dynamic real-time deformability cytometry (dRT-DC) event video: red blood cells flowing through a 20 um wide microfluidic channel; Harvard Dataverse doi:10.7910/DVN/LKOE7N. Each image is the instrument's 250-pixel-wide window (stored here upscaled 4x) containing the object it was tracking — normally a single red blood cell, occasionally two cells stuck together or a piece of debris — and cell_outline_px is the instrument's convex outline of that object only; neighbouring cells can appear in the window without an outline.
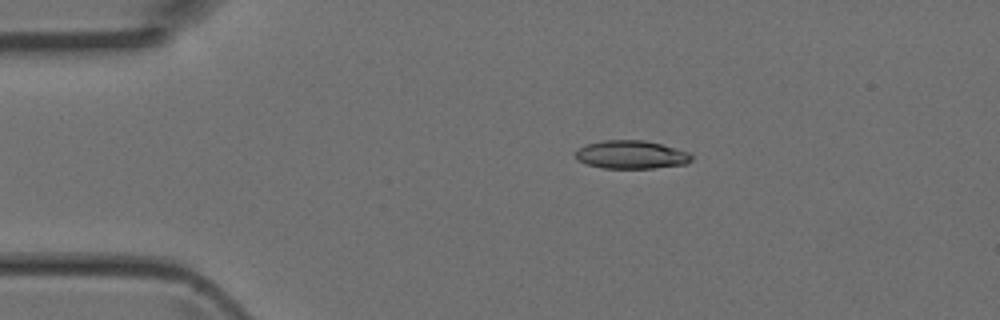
{"species": "Egyptian fruit bat (a non-hibernating species)", "species_latin": "Rousettus aegyptiacus", "temperature_condition": "room temperature", "stored_images_in_passage": 3, "camera_frame_rate_fps": 3000, "um_per_image_px": 0.085, "animal": {"sex": "female"}, "frame": {"image": 1, "passage_image": 2, "time_ms": 0.333, "image_size_px": [1000, 320], "cell_outline_px": [[692, 160], [684, 164], [652, 168], [604, 168], [588, 164], [576, 160], [576, 152], [580, 148], [588, 144], [604, 140], [644, 140], [660, 144], [688, 152], [692, 156]], "centroid_in_image_um": [53.65, 13.15], "position_along_channel_um": 31.4, "area_um2": 18.79}}